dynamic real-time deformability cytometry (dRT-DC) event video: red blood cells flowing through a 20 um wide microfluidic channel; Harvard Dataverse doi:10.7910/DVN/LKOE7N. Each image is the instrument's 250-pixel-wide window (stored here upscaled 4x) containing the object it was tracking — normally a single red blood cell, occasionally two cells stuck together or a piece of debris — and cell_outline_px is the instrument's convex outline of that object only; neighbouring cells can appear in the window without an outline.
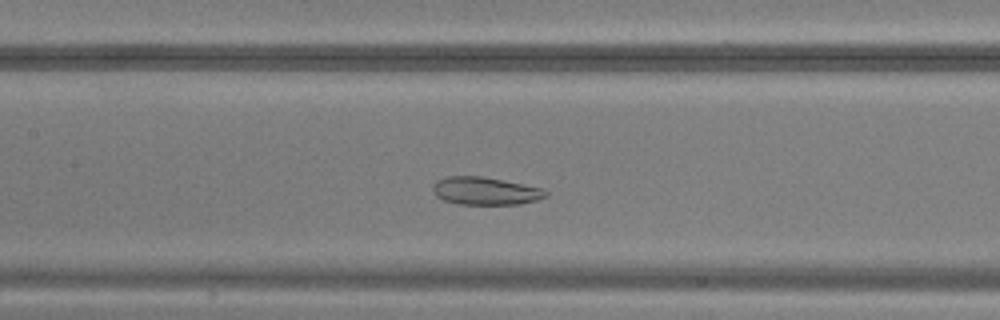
{"species": "common noctule bat (a hibernating species)", "species_latin": "Nyctalus noctula", "temperature_condition": "warm", "stored_images_in_passage": 41, "camera_frame_rate_fps": 3000, "um_per_image_px": 0.085, "animal": {"sex": "male", "body_mass_g": 20.5, "forearm_length_mm": 52.5}, "frame": {"image": 1, "passage_image": 15, "time_ms": 4.667, "image_size_px": [1000, 320], "cell_outline_px": [[548, 196], [536, 200], [520, 204], [460, 204], [444, 200], [436, 196], [432, 192], [432, 184], [436, 180], [448, 176], [480, 176], [540, 188], [548, 192]], "centroid_in_image_um": [41.19, 16.23], "position_along_channel_um": 166.2, "area_um2": 18.09}}
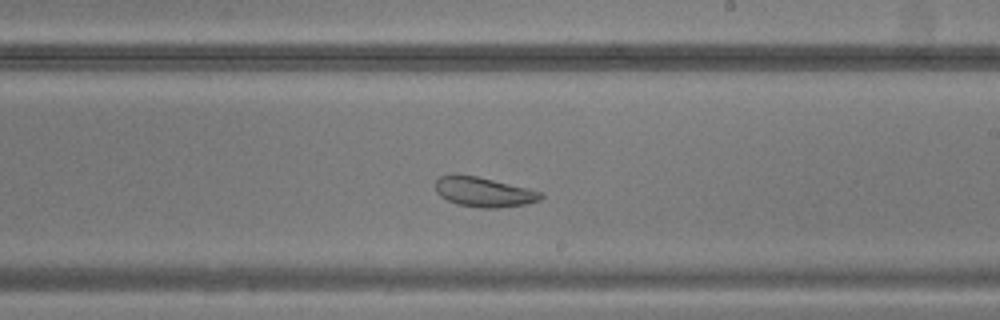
{"frame": {"image": 2, "passage_image": 21, "time_ms": 6.667, "image_size_px": [1000, 320], "cell_outline_px": [[544, 196], [540, 200], [524, 204], [496, 208], [480, 208], [456, 204], [440, 196], [436, 192], [436, 180], [440, 176], [476, 176], [528, 188], [544, 192]], "centroid_in_image_um": [41.16, 16.34], "position_along_channel_um": 247.8, "area_um2": 17.98}}
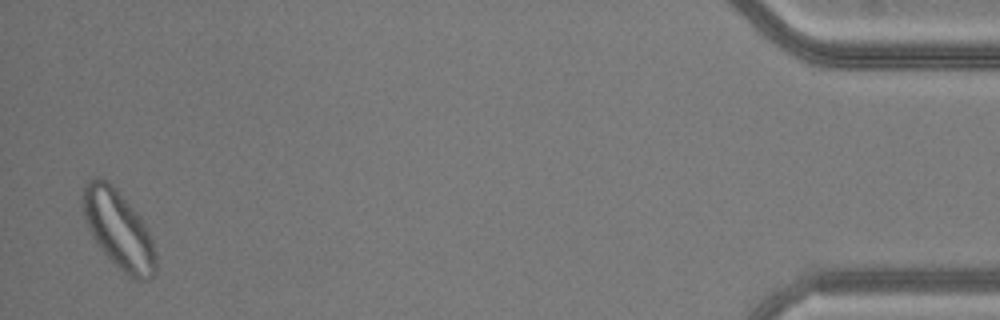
{"frame": {"image": 3, "passage_image": 40, "time_ms": 13.0, "image_size_px": [1000, 320], "cell_outline_px": [[156, 272], [148, 280], [132, 280], [100, 248], [92, 236], [84, 220], [80, 200], [84, 184], [92, 176], [96, 176], [112, 184], [116, 188], [140, 216], [152, 240], [156, 256]], "centroid_in_image_um": [10.04, 19.48], "position_along_channel_um": 425.2, "area_um2": 33.41}}